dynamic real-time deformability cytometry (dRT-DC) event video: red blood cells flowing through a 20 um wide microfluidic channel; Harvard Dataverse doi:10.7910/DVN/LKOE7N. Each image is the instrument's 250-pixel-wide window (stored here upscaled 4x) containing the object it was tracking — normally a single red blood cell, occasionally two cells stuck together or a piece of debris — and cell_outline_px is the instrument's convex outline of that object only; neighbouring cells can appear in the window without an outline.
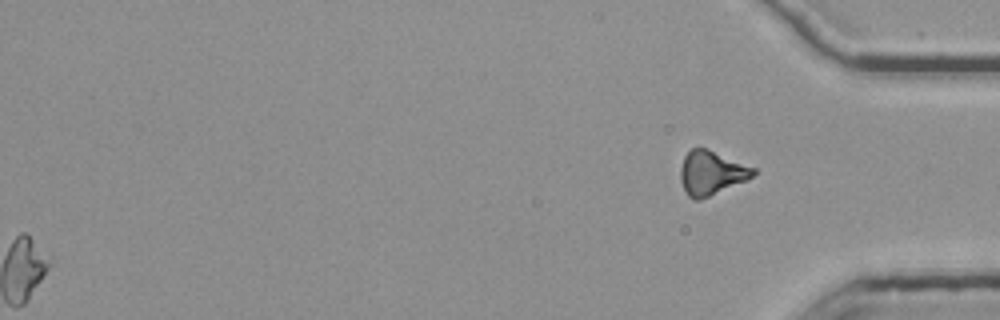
{"species": "common noctule bat (a hibernating species)", "species_latin": "Nyctalus noctula", "temperature_condition": "room temperature", "stored_images_in_passage": 55, "segment_of_instrument_passage": [2, 2], "camera_frame_rate_fps": 3000, "um_per_image_px": 0.085, "animal": {"sex": "female", "body_mass_g": 25.1}, "frame": {"image": 1, "passage_image": 55, "time_ms": 18.0, "image_size_px": [1000, 320], "cell_outline_px": [[756, 172], [748, 180], [700, 200], [692, 200], [688, 196], [680, 180], [680, 168], [684, 156], [692, 148], [704, 148], [756, 168]], "centroid_in_image_um": [60.45, 14.72], "position_along_channel_um": 374.7, "area_um2": 18.55}}